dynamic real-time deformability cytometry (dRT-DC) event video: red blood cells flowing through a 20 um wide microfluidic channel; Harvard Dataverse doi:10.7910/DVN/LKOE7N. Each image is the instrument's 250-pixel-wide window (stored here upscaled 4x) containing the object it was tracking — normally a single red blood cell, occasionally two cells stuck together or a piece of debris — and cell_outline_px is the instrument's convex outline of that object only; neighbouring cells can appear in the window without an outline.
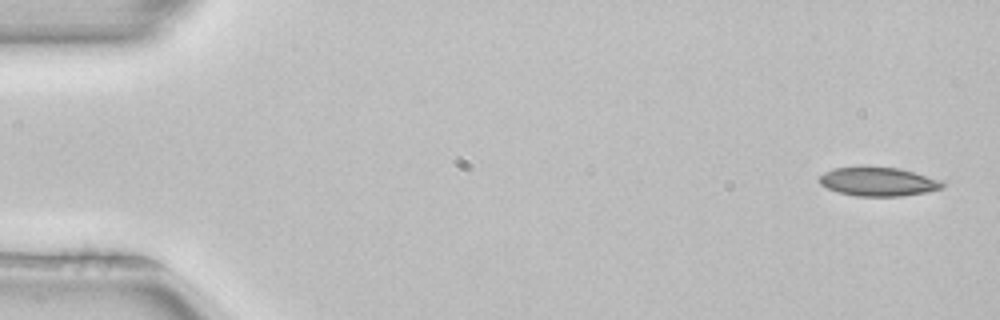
{"species": "common noctule bat (a hibernating species)", "species_latin": "Nyctalus noctula", "temperature_condition": "room temperature", "stored_images_in_passage": 5, "segment_of_instrument_passage": [2, 2], "camera_frame_rate_fps": 3000, "um_per_image_px": 0.085, "animal": {"sex": "female", "body_mass_g": 22.7, "forearm_length_mm": 54.2}, "frame": {"image": 1, "passage_image": 5, "time_ms": 1.333, "image_size_px": [1000, 320], "cell_outline_px": [[944, 188], [904, 196], [856, 196], [840, 192], [828, 188], [820, 184], [820, 176], [824, 172], [832, 168], [900, 168], [944, 180]], "centroid_in_image_um": [74.71, 15.45], "position_along_channel_um": 10.3, "area_um2": 20.4}}